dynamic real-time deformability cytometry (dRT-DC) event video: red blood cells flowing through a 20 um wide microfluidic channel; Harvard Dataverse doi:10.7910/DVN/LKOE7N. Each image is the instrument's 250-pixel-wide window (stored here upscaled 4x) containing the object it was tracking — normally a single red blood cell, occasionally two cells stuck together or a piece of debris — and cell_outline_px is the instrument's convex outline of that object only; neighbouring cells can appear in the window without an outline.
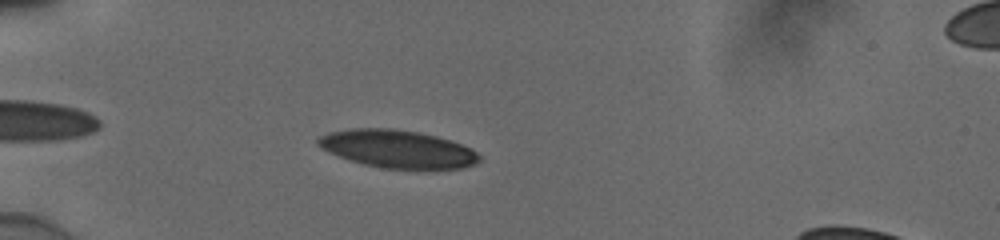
{"species": "human", "species_latin": "Homo sapiens", "temperature_condition": "cold", "stored_images_in_passage": 38, "camera_frame_rate_fps": 3000, "um_per_image_px": 0.085, "donor": {"sex": "male"}, "frame": {"image": 1, "passage_image": 4, "time_ms": 1.0, "image_size_px": [1000, 240], "cell_outline_px": [[480, 160], [464, 168], [416, 172], [380, 168], [364, 164], [340, 156], [316, 144], [316, 140], [320, 136], [328, 132], [352, 128], [392, 128], [420, 132], [452, 140], [472, 148], [480, 156]], "centroid_in_image_um": [33.87, 12.7], "position_along_channel_um": 51.1, "area_um2": 36.47}}
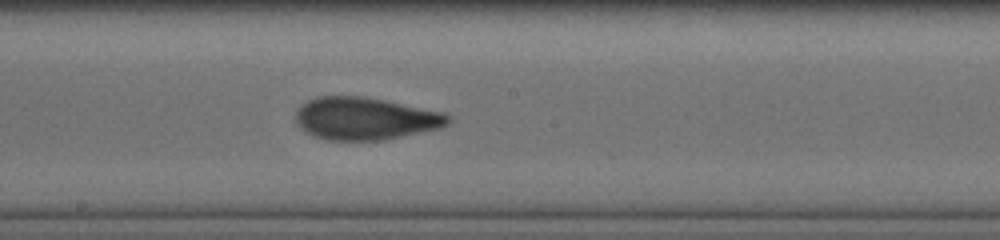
{"frame": {"image": 2, "passage_image": 19, "time_ms": 6.0, "image_size_px": [1000, 240], "cell_outline_px": [[452, 120], [448, 124], [440, 128], [384, 140], [328, 140], [312, 136], [300, 128], [296, 124], [296, 108], [308, 100], [316, 96], [360, 96], [384, 100], [444, 112], [452, 116]], "centroid_in_image_um": [31.03, 10.08], "position_along_channel_um": 217.2, "area_um2": 37.97}}
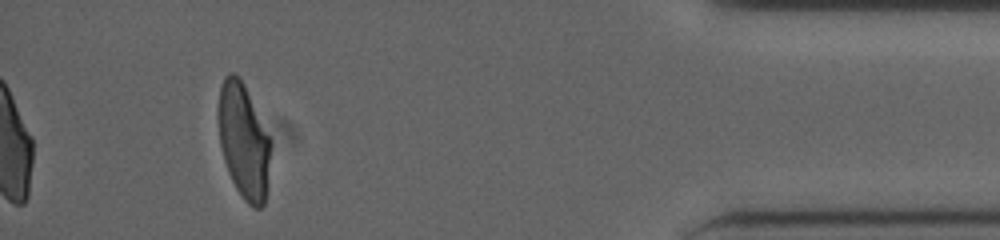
{"frame": {"image": 3, "passage_image": 38, "time_ms": 12.333, "image_size_px": [1000, 240], "cell_outline_px": [[272, 144], [264, 204], [260, 208], [256, 208], [248, 204], [244, 200], [236, 188], [228, 172], [224, 160], [220, 144], [216, 120], [216, 108], [220, 88], [224, 76], [228, 72], [232, 72], [240, 76], [272, 140]], "centroid_in_image_um": [20.68, 11.92], "position_along_channel_um": 414.5, "area_um2": 35.72}, "authors_computed_cell_mechanics": {"area_um2": 37.0787, "velocity_mm_per_s": 3.8754, "shape_relaxation_time_tau1_ms": 7.2419, "shape_relaxation_time_tau2_ms": 1.111, "deformation_change_tau1": 0.2119, "deformation_change_tau2": 0.0763}}